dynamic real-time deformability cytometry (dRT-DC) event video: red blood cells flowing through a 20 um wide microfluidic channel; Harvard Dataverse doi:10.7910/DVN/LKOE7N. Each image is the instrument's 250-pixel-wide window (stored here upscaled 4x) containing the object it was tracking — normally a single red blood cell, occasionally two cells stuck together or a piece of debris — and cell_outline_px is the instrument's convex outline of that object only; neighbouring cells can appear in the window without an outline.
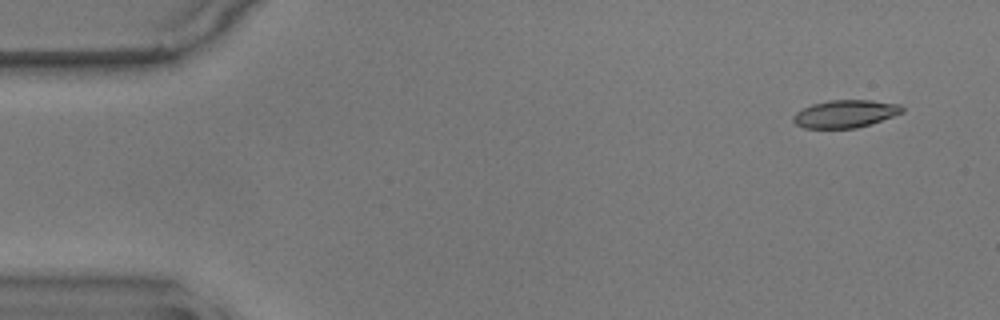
{"species": "common noctule bat (a hibernating species)", "species_latin": "Nyctalus noctula", "temperature_condition": "warm", "stored_images_in_passage": 51, "camera_frame_rate_fps": 3000, "um_per_image_px": 0.085, "animal": {"sex": "male", "body_mass_g": 17.9}, "frame": {"image": 1, "passage_image": 1, "time_ms": 0.0, "image_size_px": [1000, 320], "cell_outline_px": [[904, 112], [872, 124], [856, 128], [804, 128], [796, 124], [792, 120], [792, 116], [796, 112], [812, 104], [828, 100], [872, 100], [900, 104], [904, 108]], "centroid_in_image_um": [71.86, 9.67], "position_along_channel_um": 13.1, "area_um2": 17.69}}
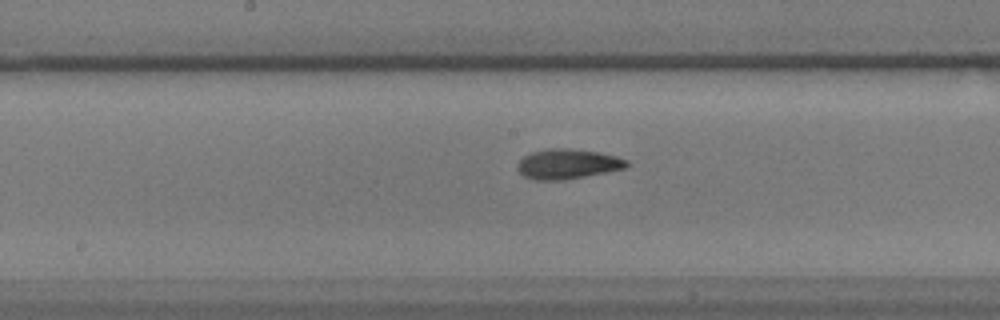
{"frame": {"image": 2, "passage_image": 26, "time_ms": 8.333, "image_size_px": [1000, 320], "cell_outline_px": [[632, 164], [624, 168], [608, 172], [564, 180], [532, 180], [524, 176], [516, 168], [516, 164], [524, 156], [532, 152], [544, 148], [568, 148], [600, 152], [616, 156], [628, 160]], "centroid_in_image_um": [48.25, 13.93], "position_along_channel_um": 199.9, "area_um2": 19.36}}
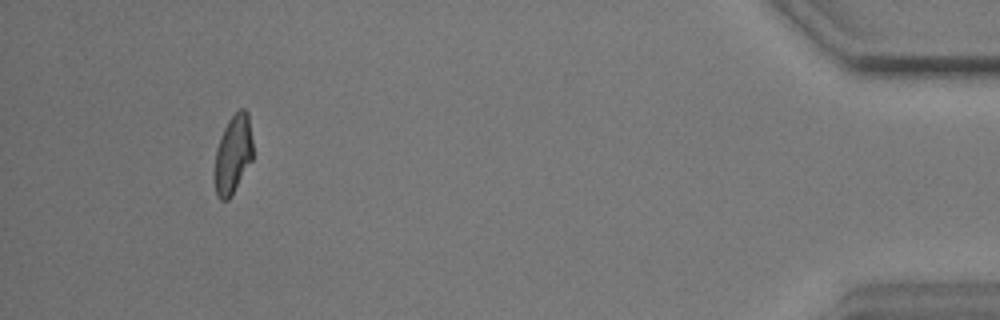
{"frame": {"image": 3, "passage_image": 50, "time_ms": 16.333, "image_size_px": [1000, 320], "cell_outline_px": [[252, 160], [228, 200], [220, 200], [216, 196], [216, 148], [220, 136], [228, 120], [240, 108], [244, 108], [248, 112], [252, 140]], "centroid_in_image_um": [19.82, 13.07], "position_along_channel_um": 415.4, "area_um2": 17.17}}